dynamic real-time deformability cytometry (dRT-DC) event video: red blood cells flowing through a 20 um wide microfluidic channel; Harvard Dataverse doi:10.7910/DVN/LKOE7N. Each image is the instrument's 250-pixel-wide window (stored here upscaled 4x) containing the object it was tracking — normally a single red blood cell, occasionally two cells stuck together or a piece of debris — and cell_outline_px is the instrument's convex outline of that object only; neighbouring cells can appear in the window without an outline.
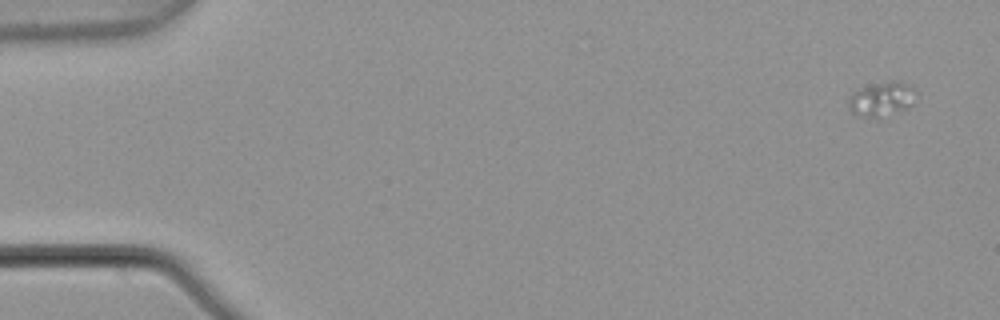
{"species": "common noctule bat (a hibernating species)", "species_latin": "Nyctalus noctula", "temperature_condition": "warm", "stored_images_in_passage": 4, "camera_frame_rate_fps": 3000, "um_per_image_px": 0.085, "animal": {"sex": "male", "body_mass_g": 21.5, "forearm_length_mm": 52.0}, "frame": {"image": 1, "passage_image": 1, "time_ms": 0.0, "image_size_px": [1000, 320], "cell_outline_px": [[912, 104], [908, 108], [880, 120], [876, 120], [856, 116], [848, 108], [848, 100], [852, 92], [860, 88], [892, 80], [896, 80], [908, 84], [912, 88]], "centroid_in_image_um": [74.87, 8.49], "position_along_channel_um": 10.1, "area_um2": 13.81}}